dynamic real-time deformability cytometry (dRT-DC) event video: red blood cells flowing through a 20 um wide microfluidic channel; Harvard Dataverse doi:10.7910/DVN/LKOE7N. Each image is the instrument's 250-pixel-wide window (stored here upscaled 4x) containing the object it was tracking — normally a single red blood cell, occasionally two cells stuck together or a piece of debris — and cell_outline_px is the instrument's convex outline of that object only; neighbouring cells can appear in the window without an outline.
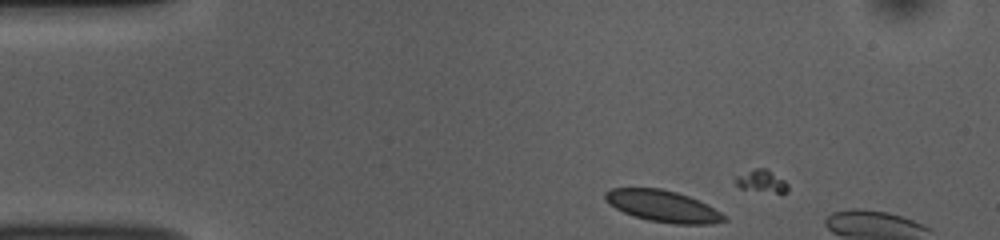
{"species": "common noctule bat (a hibernating species)", "species_latin": "Nyctalus noctula", "temperature_condition": "room temperature", "stored_images_in_passage": 12, "camera_frame_rate_fps": 3000, "um_per_image_px": 0.085, "animal": {"sex": "female", "body_mass_g": 10.0, "forearm_length_mm": 53.1}, "frame": {"image": 1, "passage_image": 7, "time_ms": 2.0, "image_size_px": [1000, 240], "cell_outline_px": [[728, 220], [708, 224], [676, 224], [648, 220], [632, 216], [616, 208], [604, 196], [604, 192], [612, 188], [660, 188], [676, 192], [688, 196], [720, 212]], "centroid_in_image_um": [56.32, 17.52], "position_along_channel_um": 28.7, "area_um2": 21.39}}